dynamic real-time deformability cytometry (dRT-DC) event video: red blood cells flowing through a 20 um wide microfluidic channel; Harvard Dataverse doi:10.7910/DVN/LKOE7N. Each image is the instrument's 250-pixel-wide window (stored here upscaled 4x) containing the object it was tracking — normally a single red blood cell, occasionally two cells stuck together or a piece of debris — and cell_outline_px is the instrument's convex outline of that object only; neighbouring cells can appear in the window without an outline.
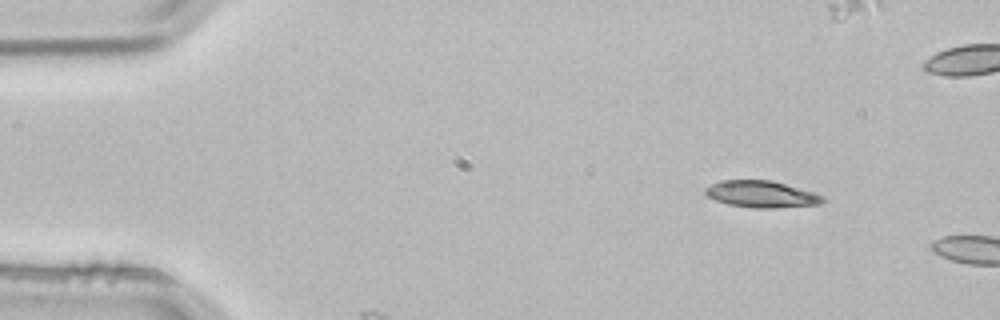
{"species": "common noctule bat (a hibernating species)", "species_latin": "Nyctalus noctula", "temperature_condition": "room temperature", "stored_images_in_passage": 2, "camera_frame_rate_fps": 3000, "um_per_image_px": 0.085, "animal": {"sex": "male", "body_mass_g": 21.5, "forearm_length_mm": 52.0}, "frame": {"image": 1, "passage_image": 1, "time_ms": 0.0, "image_size_px": [1000, 320], "cell_outline_px": [[828, 200], [820, 204], [776, 208], [752, 208], [728, 204], [716, 200], [708, 196], [704, 192], [704, 188], [720, 180], [772, 180], [812, 192], [824, 196]], "centroid_in_image_um": [64.73, 16.51], "position_along_channel_um": 20.3, "area_um2": 18.32}}